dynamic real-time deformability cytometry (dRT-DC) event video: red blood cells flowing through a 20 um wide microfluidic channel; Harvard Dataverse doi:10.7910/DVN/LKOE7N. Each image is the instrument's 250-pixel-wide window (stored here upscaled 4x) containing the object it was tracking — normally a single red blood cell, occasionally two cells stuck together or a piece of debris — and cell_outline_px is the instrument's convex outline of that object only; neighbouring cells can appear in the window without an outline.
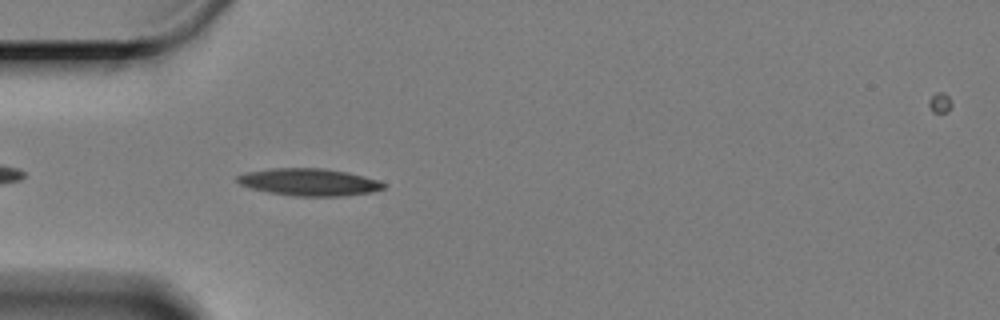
{"species": "Egyptian fruit bat (a non-hibernating species)", "species_latin": "Rousettus aegyptiacus", "temperature_condition": "cold", "stored_images_in_passage": 12, "camera_frame_rate_fps": 3000, "um_per_image_px": 0.085, "animal": {"sex": "female"}, "frame": {"image": 1, "passage_image": 5, "time_ms": 1.333, "image_size_px": [1000, 320], "cell_outline_px": [[388, 184], [384, 188], [372, 192], [340, 196], [296, 196], [268, 192], [252, 188], [240, 184], [236, 180], [236, 176], [248, 172], [272, 168], [324, 168], [348, 172], [380, 180]], "centroid_in_image_um": [26.32, 15.47], "position_along_channel_um": 58.7, "area_um2": 23.24}}
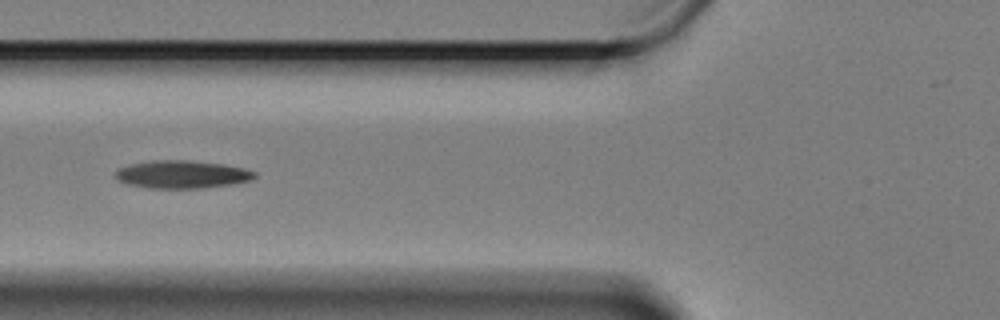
{"frame": {"image": 2, "passage_image": 10, "time_ms": 3.0, "image_size_px": [1000, 320], "cell_outline_px": [[256, 176], [252, 180], [236, 184], [204, 188], [148, 188], [128, 184], [116, 180], [116, 168], [132, 164], [152, 160], [188, 160], [224, 164], [244, 168], [256, 172]], "centroid_in_image_um": [15.49, 14.83], "position_along_channel_um": 110.3, "area_um2": 22.83}}